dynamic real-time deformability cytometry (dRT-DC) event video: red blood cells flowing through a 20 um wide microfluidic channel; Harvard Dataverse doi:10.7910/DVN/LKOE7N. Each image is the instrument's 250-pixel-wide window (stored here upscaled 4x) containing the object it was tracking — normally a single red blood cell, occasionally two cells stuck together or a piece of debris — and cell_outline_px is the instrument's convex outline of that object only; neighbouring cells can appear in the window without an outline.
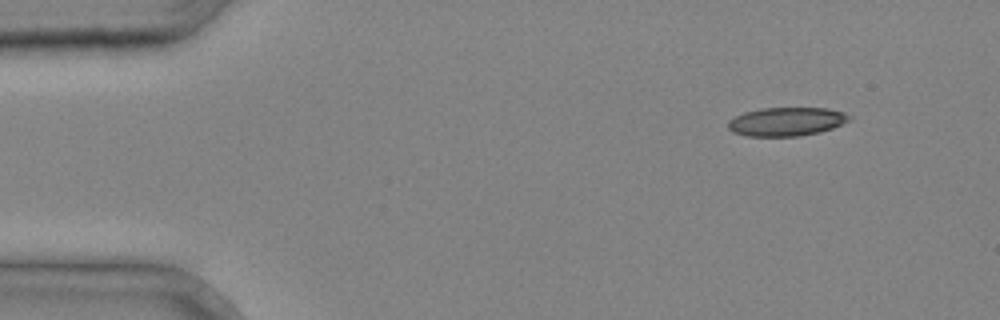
{"species": "common noctule bat (a hibernating species)", "species_latin": "Nyctalus noctula", "temperature_condition": "cold", "stored_images_in_passage": 4, "camera_frame_rate_fps": 3000, "um_per_image_px": 0.085, "animal": {"sex": "male", "body_mass_g": 20.4}, "frame": {"image": 1, "passage_image": 1, "time_ms": 0.0, "image_size_px": [1000, 320], "cell_outline_px": [[852, 116], [848, 120], [832, 128], [820, 132], [800, 136], [748, 136], [732, 132], [728, 128], [728, 120], [744, 112], [760, 108], [828, 108], [844, 112]], "centroid_in_image_um": [66.83, 10.33], "position_along_channel_um": 18.2, "area_um2": 20.23}}
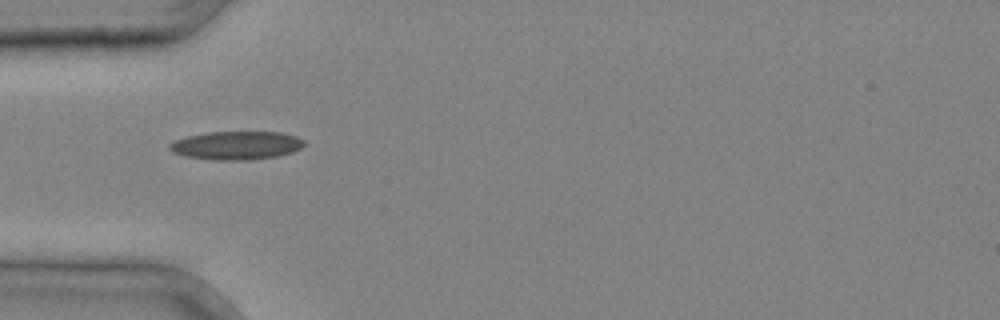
{"frame": {"image": 2, "passage_image": 3, "time_ms": 0.667, "image_size_px": [1000, 320], "cell_outline_px": [[304, 144], [300, 148], [292, 152], [276, 156], [252, 160], [212, 160], [184, 156], [172, 152], [168, 148], [168, 144], [176, 140], [188, 136], [208, 132], [280, 132], [296, 136], [304, 140]], "centroid_in_image_um": [20.07, 12.36], "position_along_channel_um": 64.9, "area_um2": 22.31}}